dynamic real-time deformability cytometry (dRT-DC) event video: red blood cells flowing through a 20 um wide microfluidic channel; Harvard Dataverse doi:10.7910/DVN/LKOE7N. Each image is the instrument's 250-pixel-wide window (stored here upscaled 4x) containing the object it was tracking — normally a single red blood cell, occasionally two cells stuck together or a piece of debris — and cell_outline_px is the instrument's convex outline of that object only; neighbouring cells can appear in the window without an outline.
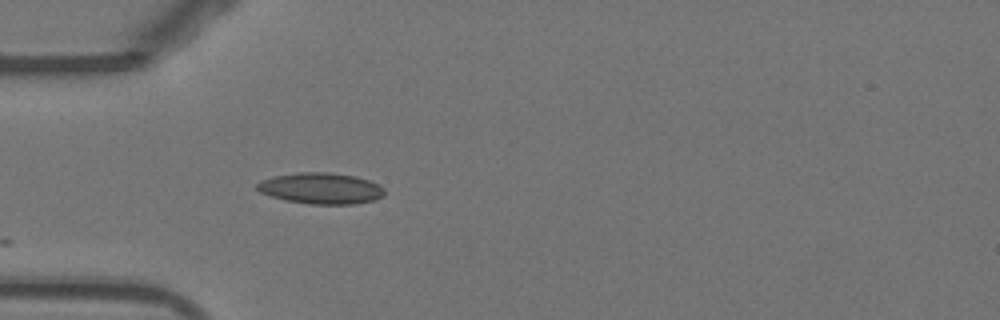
{"species": "Egyptian fruit bat (a non-hibernating species)", "species_latin": "Rousettus aegyptiacus", "temperature_condition": "warm", "stored_images_in_passage": 20, "camera_frame_rate_fps": 3000, "um_per_image_px": 0.085, "animal": {"sex": "female"}, "frame": {"image": 1, "passage_image": 1, "time_ms": 0.0, "image_size_px": [1000, 320], "cell_outline_px": [[384, 196], [376, 200], [352, 204], [308, 204], [284, 200], [260, 192], [256, 188], [256, 184], [260, 180], [276, 176], [300, 172], [328, 172], [356, 176], [368, 180], [384, 188]], "centroid_in_image_um": [27.28, 16.01], "position_along_channel_um": 57.7, "area_um2": 23.12}}
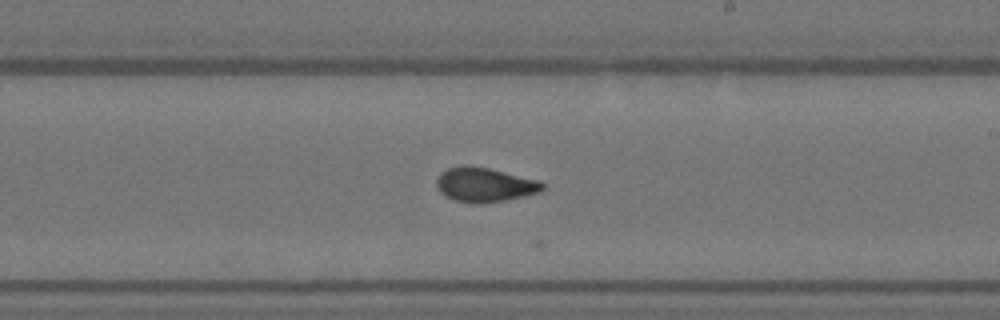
{"frame": {"image": 2, "passage_image": 16, "time_ms": 5.0, "image_size_px": [1000, 320], "cell_outline_px": [[544, 188], [540, 192], [524, 196], [484, 204], [472, 204], [452, 200], [440, 192], [436, 184], [436, 180], [440, 172], [448, 168], [488, 168], [540, 180], [544, 184]], "centroid_in_image_um": [41.22, 15.75], "position_along_channel_um": 247.8, "area_um2": 20.92}}
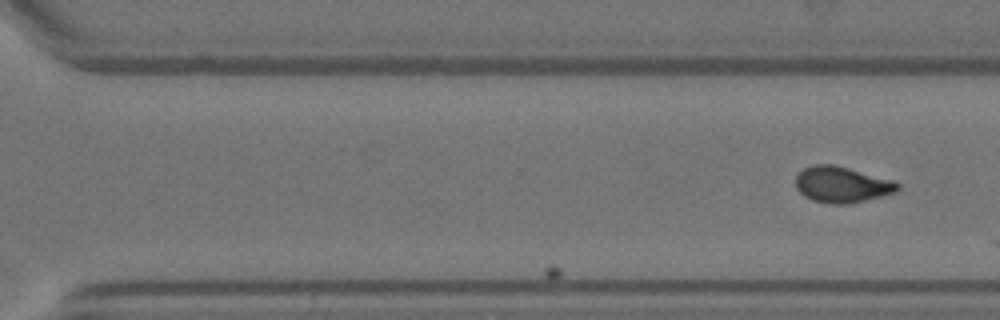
{"frame": {"image": 3, "passage_image": 20, "time_ms": 6.333, "image_size_px": [1000, 320], "cell_outline_px": [[900, 188], [896, 192], [848, 204], [832, 204], [812, 200], [804, 196], [796, 188], [796, 176], [804, 168], [812, 164], [832, 164], [848, 168], [892, 180], [900, 184]], "centroid_in_image_um": [71.53, 15.69], "position_along_channel_um": 299.1, "area_um2": 21.21}}